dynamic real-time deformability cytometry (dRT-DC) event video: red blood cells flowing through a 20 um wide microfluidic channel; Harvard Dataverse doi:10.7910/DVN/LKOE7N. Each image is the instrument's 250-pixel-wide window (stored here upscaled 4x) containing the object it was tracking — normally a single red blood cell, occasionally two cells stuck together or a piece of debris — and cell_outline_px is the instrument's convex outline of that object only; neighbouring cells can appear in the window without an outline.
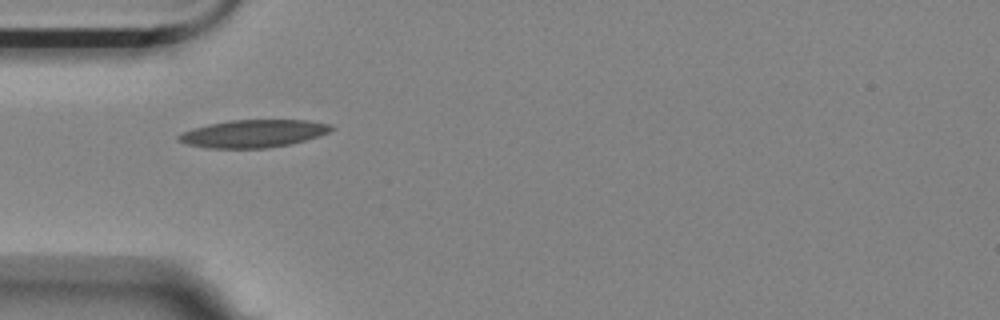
{"species": "Egyptian fruit bat (a non-hibernating species)", "species_latin": "Rousettus aegyptiacus", "temperature_condition": "room temperature", "stored_images_in_passage": 40, "camera_frame_rate_fps": 3000, "um_per_image_px": 0.085, "animal": {"sex": "female"}, "frame": {"image": 1, "passage_image": 1, "time_ms": 0.0, "image_size_px": [1000, 320], "cell_outline_px": [[336, 128], [320, 136], [288, 144], [264, 148], [204, 148], [188, 144], [176, 140], [176, 136], [184, 132], [208, 124], [228, 120], [308, 120], [332, 124]], "centroid_in_image_um": [21.55, 11.35], "position_along_channel_um": 63.4, "area_um2": 24.57}}
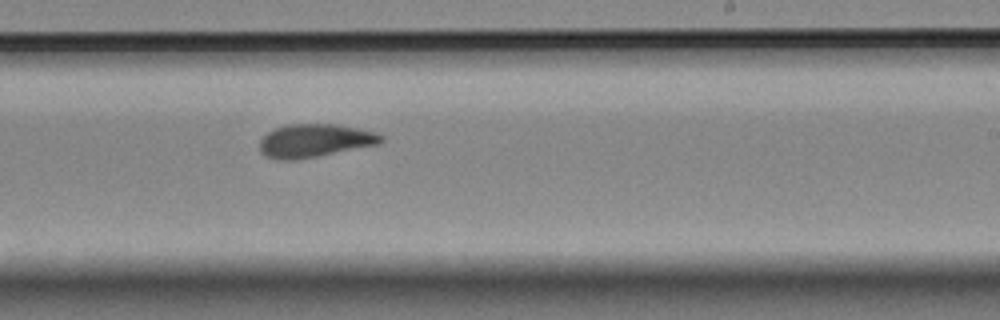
{"frame": {"image": 2, "passage_image": 18, "time_ms": 5.667, "image_size_px": [1000, 320], "cell_outline_px": [[384, 140], [380, 144], [296, 160], [276, 160], [264, 156], [260, 152], [260, 140], [268, 132], [276, 128], [288, 124], [336, 124], [376, 132], [384, 136]], "centroid_in_image_um": [26.75, 11.96], "position_along_channel_um": 262.3, "area_um2": 23.58}}
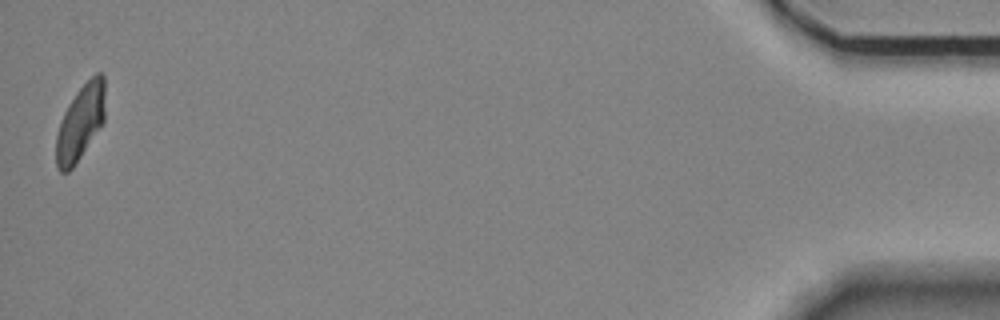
{"frame": {"image": 3, "passage_image": 40, "time_ms": 13.0, "image_size_px": [1000, 320], "cell_outline_px": [[104, 124], [72, 168], [68, 172], [60, 172], [56, 164], [56, 136], [64, 112], [68, 104], [76, 92], [96, 72], [100, 72], [104, 76]], "centroid_in_image_um": [6.84, 10.42], "position_along_channel_um": 428.4, "area_um2": 21.44}, "authors_computed_cell_mechanics": {"area_um2": 22.9755, "velocity_mm_per_s": 3.5129, "shape_relaxation_time_tau1_ms": 8.0656, "shape_relaxation_time_tau2_ms": 2.624, "deformation_change_tau1": 0.1881, "deformation_change_tau2": 0.0886}}